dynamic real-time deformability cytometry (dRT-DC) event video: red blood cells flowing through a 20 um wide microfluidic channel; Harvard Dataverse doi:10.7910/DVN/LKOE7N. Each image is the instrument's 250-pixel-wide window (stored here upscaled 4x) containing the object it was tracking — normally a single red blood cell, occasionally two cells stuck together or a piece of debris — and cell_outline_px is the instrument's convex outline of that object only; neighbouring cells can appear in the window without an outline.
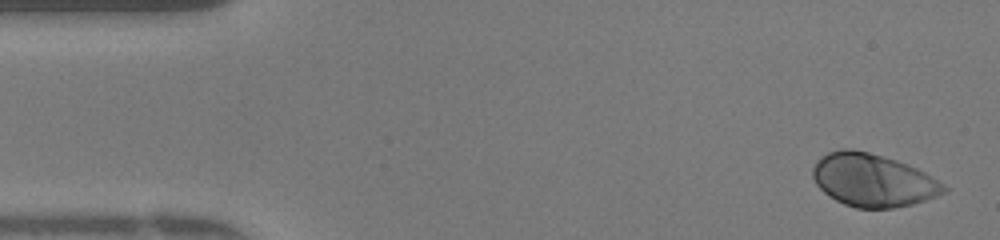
{"species": "human", "species_latin": "Homo sapiens", "temperature_condition": "warm", "stored_images_in_passage": 48, "camera_frame_rate_fps": 3000, "um_per_image_px": 0.085, "donor": {"sex": "female"}, "frame": {"image": 1, "passage_image": 2, "time_ms": 0.333, "image_size_px": [1000, 240], "cell_outline_px": [[948, 188], [944, 192], [936, 196], [912, 204], [892, 208], [856, 208], [844, 204], [836, 200], [824, 192], [816, 184], [812, 176], [812, 168], [816, 160], [820, 156], [828, 152], [844, 148], [852, 148], [884, 156], [908, 164], [924, 172], [944, 184]], "centroid_in_image_um": [74.16, 15.3], "position_along_channel_um": 10.8, "area_um2": 40.34}}
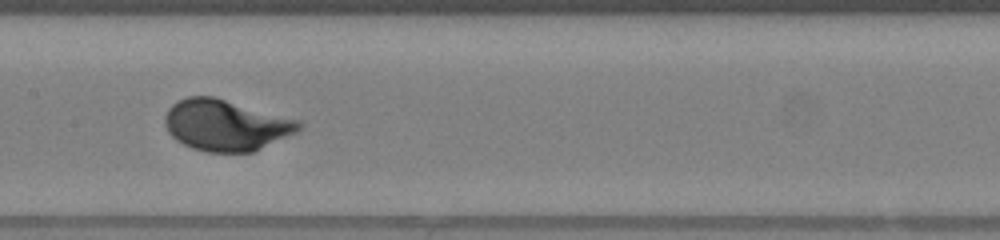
{"frame": {"image": 2, "passage_image": 23, "time_ms": 7.333, "image_size_px": [1000, 240], "cell_outline_px": [[304, 128], [296, 132], [252, 152], [208, 152], [192, 148], [176, 140], [168, 132], [164, 124], [164, 116], [168, 108], [176, 100], [188, 96], [212, 96], [300, 120], [304, 124]], "centroid_in_image_um": [19.18, 10.63], "position_along_channel_um": 188.2, "area_um2": 39.94}}
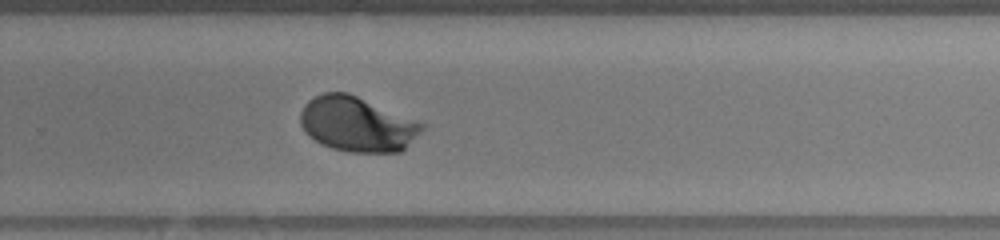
{"frame": {"image": 3, "passage_image": 31, "time_ms": 10.0, "image_size_px": [1000, 240], "cell_outline_px": [[424, 128], [400, 152], [348, 152], [332, 148], [308, 136], [300, 124], [300, 112], [304, 104], [308, 100], [324, 92], [348, 92], [424, 124]], "centroid_in_image_um": [30.3, 10.55], "position_along_channel_um": 299.5, "area_um2": 38.44}, "authors_computed_cell_mechanics": {"area_um2": 38.437, "velocity_mm_per_s": 4.1862, "shape_relaxation_time_tau1_ms": 2.4584, "shape_relaxation_time_tau2_ms": null, "deformation_change_tau1": 0.1628, "deformation_change_tau2": null}}